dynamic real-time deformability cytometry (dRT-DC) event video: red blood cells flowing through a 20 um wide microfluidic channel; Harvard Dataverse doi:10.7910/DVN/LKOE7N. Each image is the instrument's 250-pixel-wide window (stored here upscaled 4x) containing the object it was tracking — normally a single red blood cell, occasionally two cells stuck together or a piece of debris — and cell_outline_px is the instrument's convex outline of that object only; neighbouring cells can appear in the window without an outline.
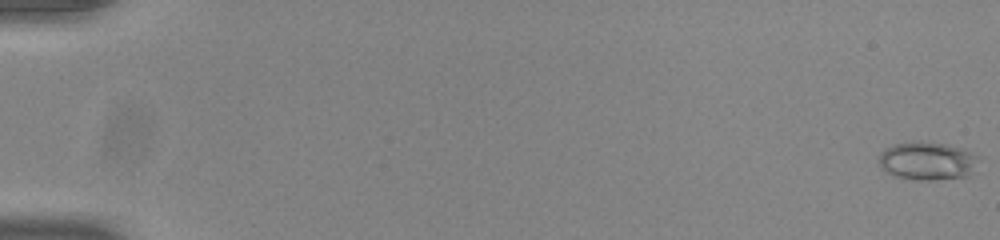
{"species": "common noctule bat (a hibernating species)", "species_latin": "Nyctalus noctula", "temperature_condition": "room temperature", "stored_images_in_passage": 55, "camera_frame_rate_fps": 3000, "um_per_image_px": 0.085, "animal": {"sex": "male", "body_mass_g": 20.0, "forearm_length_mm": 53.3}, "frame": {"image": 1, "passage_image": 1, "time_ms": 0.0, "image_size_px": [1000, 240], "cell_outline_px": [[976, 156], [968, 176], [932, 180], [916, 180], [892, 176], [884, 172], [880, 164], [880, 152], [884, 148], [892, 144], [944, 144], [964, 148]], "centroid_in_image_um": [78.73, 13.72], "position_along_channel_um": 6.3, "area_um2": 21.33}}
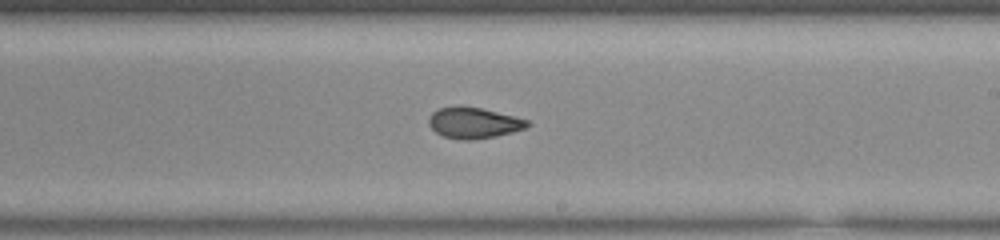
{"frame": {"image": 2, "passage_image": 34, "time_ms": 11.0, "image_size_px": [1000, 240], "cell_outline_px": [[532, 124], [524, 128], [512, 132], [496, 136], [472, 140], [460, 140], [444, 136], [436, 132], [428, 124], [428, 120], [432, 112], [440, 108], [460, 104], [480, 108], [528, 120]], "centroid_in_image_um": [40.23, 10.43], "position_along_channel_um": 248.8, "area_um2": 17.8}}
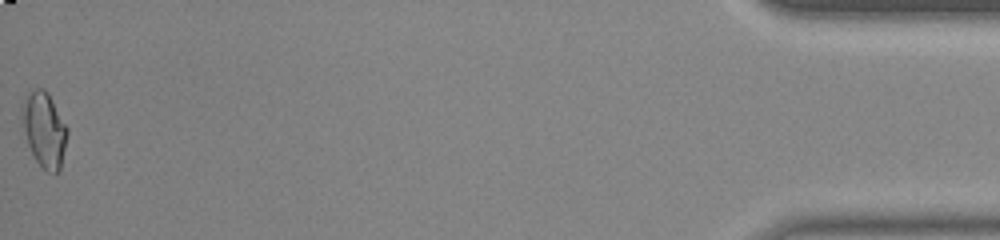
{"frame": {"image": 3, "passage_image": 55, "time_ms": 18.0, "image_size_px": [1000, 240], "cell_outline_px": [[68, 132], [60, 172], [48, 172], [36, 160], [28, 144], [20, 116], [20, 104], [36, 88], [44, 88], [48, 92], [68, 128]], "centroid_in_image_um": [3.76, 11.0], "position_along_channel_um": 431.4, "area_um2": 19.71}, "authors_computed_cell_mechanics": {"area_um2": 18.4382, "velocity_mm_per_s": 3.8901, "shape_relaxation_time_tau1_ms": null, "shape_relaxation_time_tau2_ms": 2.2325, "deformation_change_tau1": null, "deformation_change_tau2": 0.073}}